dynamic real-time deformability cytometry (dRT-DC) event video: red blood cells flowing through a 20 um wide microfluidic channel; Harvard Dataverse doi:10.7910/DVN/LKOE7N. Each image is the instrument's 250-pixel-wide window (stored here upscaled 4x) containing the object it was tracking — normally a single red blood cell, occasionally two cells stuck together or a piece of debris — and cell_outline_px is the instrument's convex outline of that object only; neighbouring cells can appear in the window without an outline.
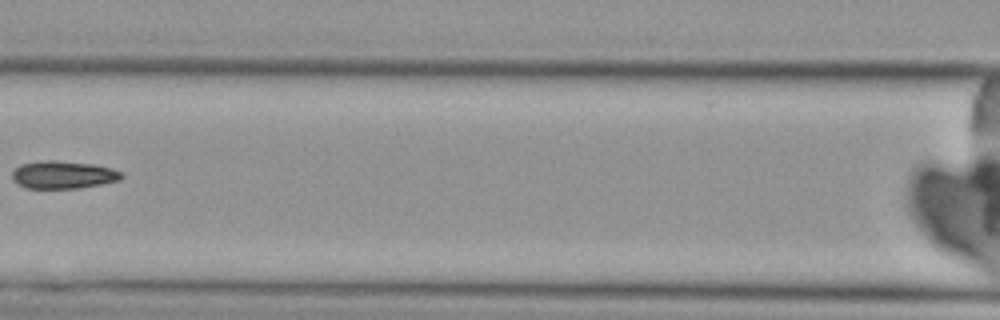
{"species": "Egyptian fruit bat (a non-hibernating species)", "species_latin": "Rousettus aegyptiacus", "temperature_condition": "cold", "stored_images_in_passage": 6, "camera_frame_rate_fps": 3000, "um_per_image_px": 0.085, "animal": {"sex": "female"}, "frame": {"image": 1, "passage_image": 5, "time_ms": 4.667, "image_size_px": [1000, 320], "cell_outline_px": [[124, 176], [120, 180], [100, 184], [76, 188], [28, 188], [12, 180], [12, 172], [20, 164], [44, 160], [56, 160], [92, 164], [112, 168], [120, 172]], "centroid_in_image_um": [5.36, 14.84], "position_along_channel_um": 161.2, "area_um2": 17.51}}
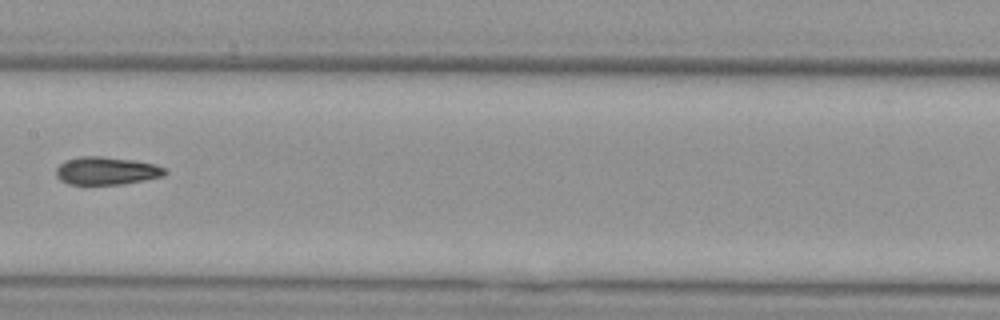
{"frame": {"image": 2, "passage_image": 6, "time_ms": 5.667, "image_size_px": [1000, 320], "cell_outline_px": [[168, 172], [164, 176], [124, 184], [68, 184], [60, 180], [56, 176], [56, 168], [64, 160], [80, 156], [100, 156], [136, 160], [156, 164], [164, 168]], "centroid_in_image_um": [9.06, 14.51], "position_along_channel_um": 198.3, "area_um2": 17.86}}